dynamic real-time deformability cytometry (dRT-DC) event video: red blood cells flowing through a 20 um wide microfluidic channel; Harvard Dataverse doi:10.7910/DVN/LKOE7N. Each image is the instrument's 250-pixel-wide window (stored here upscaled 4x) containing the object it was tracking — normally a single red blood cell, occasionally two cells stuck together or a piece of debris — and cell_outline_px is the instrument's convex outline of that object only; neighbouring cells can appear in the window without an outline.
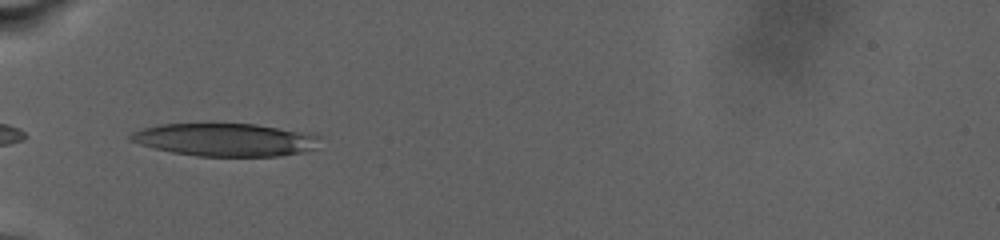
{"species": "human", "species_latin": "Homo sapiens", "temperature_condition": "warm", "stored_images_in_passage": 52, "camera_frame_rate_fps": 3000, "um_per_image_px": 0.085, "donor": {"sex": "male"}, "frame": {"image": 1, "passage_image": 1, "time_ms": 0.0, "image_size_px": [1000, 240], "cell_outline_px": [[320, 136], [316, 148], [300, 152], [280, 156], [196, 156], [172, 152], [140, 144], [128, 140], [128, 136], [132, 132], [144, 128], [160, 124], [256, 124], [308, 132]], "centroid_in_image_um": [19.16, 11.87], "position_along_channel_um": 65.8, "area_um2": 36.18}}
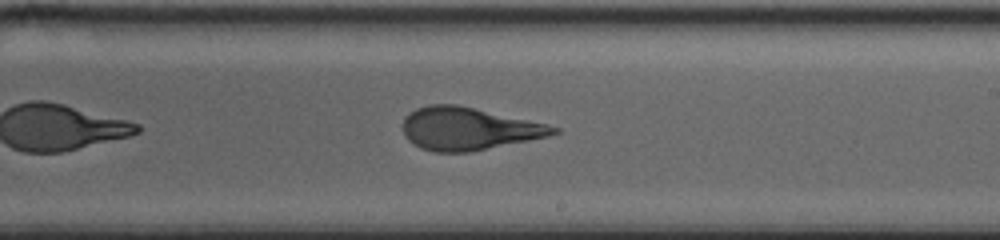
{"frame": {"image": 2, "passage_image": 23, "time_ms": 7.333, "image_size_px": [1000, 240], "cell_outline_px": [[560, 132], [548, 136], [468, 152], [436, 152], [420, 148], [412, 144], [404, 136], [404, 116], [416, 108], [432, 104], [456, 104], [548, 124], [560, 128]], "centroid_in_image_um": [39.79, 10.94], "position_along_channel_um": 249.2, "area_um2": 37.17}}
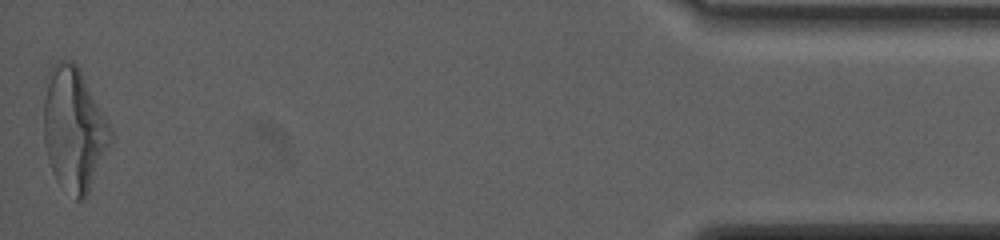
{"frame": {"image": 3, "passage_image": 52, "time_ms": 17.0, "image_size_px": [1000, 240], "cell_outline_px": [[112, 136], [88, 192], [84, 200], [76, 200], [56, 180], [52, 172], [48, 160], [44, 140], [44, 100], [48, 72], [52, 64], [60, 60], [72, 60], [80, 68], [112, 132]], "centroid_in_image_um": [6.24, 10.95], "position_along_channel_um": 429.0, "area_um2": 47.28}, "authors_computed_cell_mechanics": {"area_um2": 37.6278, "velocity_mm_per_s": 2.6195, "shape_relaxation_time_tau1_ms": 9.0423, "shape_relaxation_time_tau2_ms": 1.9711, "deformation_change_tau1": 0.2601, "deformation_change_tau2": 0.1108}}